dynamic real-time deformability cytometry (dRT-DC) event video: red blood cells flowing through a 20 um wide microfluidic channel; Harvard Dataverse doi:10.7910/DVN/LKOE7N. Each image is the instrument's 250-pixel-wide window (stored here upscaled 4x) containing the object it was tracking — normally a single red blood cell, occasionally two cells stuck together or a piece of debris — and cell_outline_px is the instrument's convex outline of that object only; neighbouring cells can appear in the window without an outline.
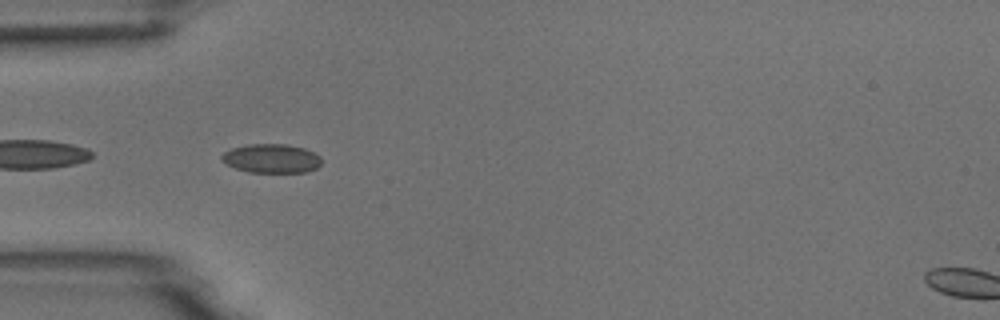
{"species": "common noctule bat (a hibernating species)", "species_latin": "Nyctalus noctula", "temperature_condition": "room temperature", "stored_images_in_passage": 7, "segment_of_instrument_passage": [2, 2], "camera_frame_rate_fps": 3000, "um_per_image_px": 0.085, "animal": {"sex": "male", "body_mass_g": 18.8}, "frame": {"image": 1, "passage_image": 5, "time_ms": 1.333, "image_size_px": [1000, 320], "cell_outline_px": [[320, 164], [316, 168], [308, 172], [248, 172], [236, 168], [220, 160], [220, 156], [224, 152], [232, 148], [248, 144], [288, 144], [304, 148], [320, 156]], "centroid_in_image_um": [23.06, 13.46], "position_along_channel_um": 61.9, "area_um2": 16.82}}